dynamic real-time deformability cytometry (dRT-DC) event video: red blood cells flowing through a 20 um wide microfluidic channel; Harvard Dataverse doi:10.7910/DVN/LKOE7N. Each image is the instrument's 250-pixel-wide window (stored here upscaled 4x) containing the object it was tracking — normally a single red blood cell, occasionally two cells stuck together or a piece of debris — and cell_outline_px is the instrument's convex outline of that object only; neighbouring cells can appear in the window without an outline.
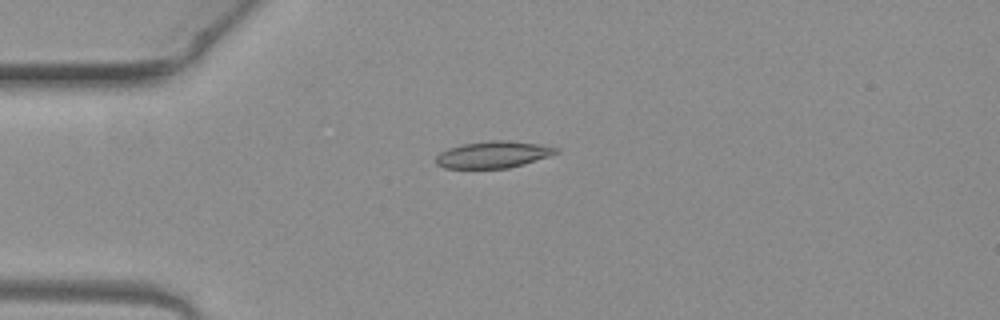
{"species": "common noctule bat (a hibernating species)", "species_latin": "Nyctalus noctula", "temperature_condition": "warm", "stored_images_in_passage": 3, "camera_frame_rate_fps": 3000, "um_per_image_px": 0.085, "animal": {"sex": "female", "body_mass_g": 19.3, "forearm_length_mm": 54.1}, "frame": {"image": 1, "passage_image": 2, "time_ms": 0.333, "image_size_px": [1000, 320], "cell_outline_px": [[560, 152], [524, 164], [508, 168], [444, 168], [436, 164], [436, 156], [440, 152], [448, 148], [460, 144], [488, 140], [508, 140], [536, 144], [560, 148]], "centroid_in_image_um": [41.89, 13.13], "position_along_channel_um": 43.1, "area_um2": 18.79}}
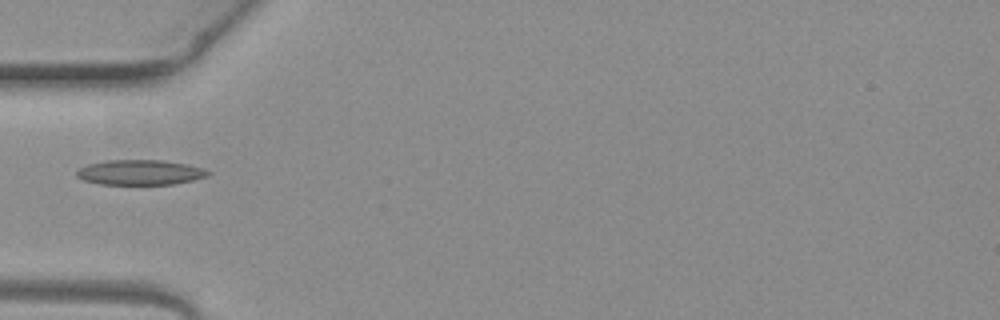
{"frame": {"image": 2, "passage_image": 3, "time_ms": 0.667, "image_size_px": [1000, 320], "cell_outline_px": [[212, 172], [208, 176], [192, 180], [172, 184], [100, 184], [84, 180], [76, 176], [76, 172], [80, 168], [88, 164], [104, 160], [164, 160], [184, 164], [200, 168]], "centroid_in_image_um": [11.88, 14.65], "position_along_channel_um": 73.1, "area_um2": 19.02}}